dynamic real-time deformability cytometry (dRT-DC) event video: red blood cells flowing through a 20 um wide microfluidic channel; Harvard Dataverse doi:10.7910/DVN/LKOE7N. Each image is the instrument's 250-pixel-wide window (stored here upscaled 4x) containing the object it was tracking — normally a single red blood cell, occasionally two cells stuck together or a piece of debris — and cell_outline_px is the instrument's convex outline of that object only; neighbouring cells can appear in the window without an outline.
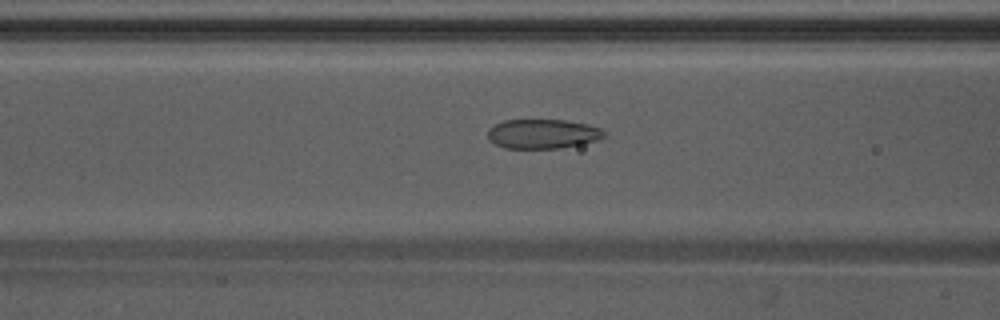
{"species": "Egyptian fruit bat (a non-hibernating species)", "species_latin": "Rousettus aegyptiacus", "temperature_condition": "warm", "stored_images_in_passage": 47, "camera_frame_rate_fps": 3000, "um_per_image_px": 0.085, "animal": {"sex": "male"}, "frame": {"image": 1, "passage_image": 20, "time_ms": 6.333, "image_size_px": [1000, 320], "cell_outline_px": [[604, 136], [596, 140], [580, 144], [560, 148], [504, 148], [488, 140], [488, 128], [504, 120], [564, 120], [588, 124], [600, 128], [604, 132]], "centroid_in_image_um": [46.09, 11.37], "position_along_channel_um": 120.5, "area_um2": 19.83}}
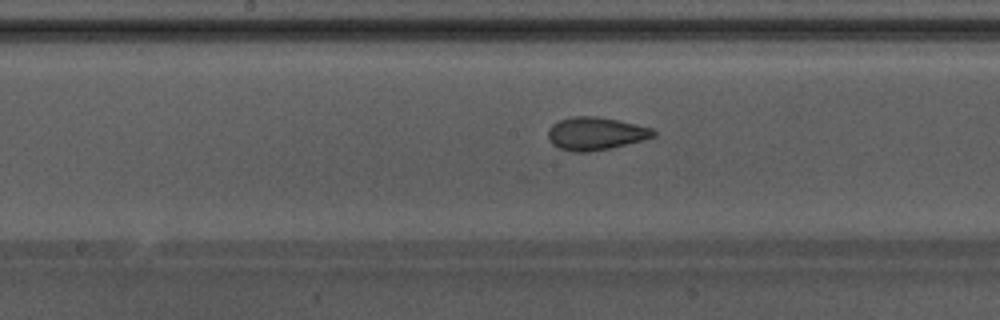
{"frame": {"image": 2, "passage_image": 26, "time_ms": 8.333, "image_size_px": [1000, 320], "cell_outline_px": [[656, 136], [608, 148], [584, 152], [572, 152], [560, 148], [552, 144], [548, 136], [548, 128], [552, 124], [560, 120], [572, 116], [596, 116], [636, 124], [652, 128], [656, 132]], "centroid_in_image_um": [50.59, 11.34], "position_along_channel_um": 197.6, "area_um2": 19.88}}
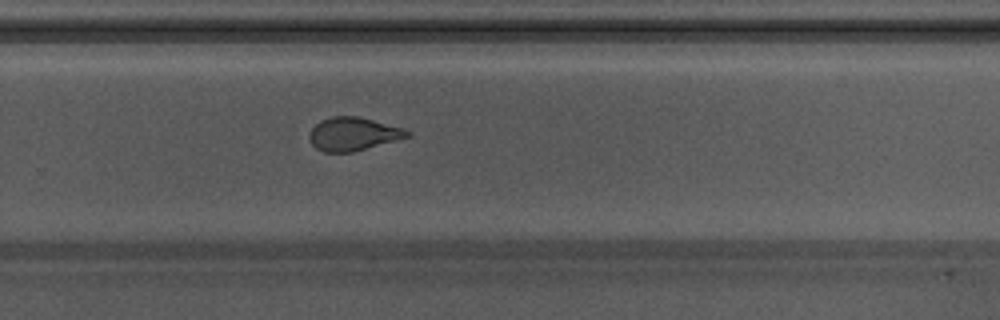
{"frame": {"image": 3, "passage_image": 34, "time_ms": 11.0, "image_size_px": [1000, 320], "cell_outline_px": [[412, 136], [352, 152], [324, 152], [316, 148], [312, 144], [308, 136], [312, 128], [320, 120], [332, 116], [360, 116], [404, 128], [412, 132]], "centroid_in_image_um": [30.04, 11.38], "position_along_channel_um": 299.8, "area_um2": 19.13}, "authors_computed_cell_mechanics": {"area_um2": 20.0566, "velocity_mm_per_s": 3.8488, "shape_relaxation_time_tau1_ms": 5.0964, "shape_relaxation_time_tau2_ms": 1.6378, "deformation_change_tau1": 0.1481, "deformation_change_tau2": 0.0789}}